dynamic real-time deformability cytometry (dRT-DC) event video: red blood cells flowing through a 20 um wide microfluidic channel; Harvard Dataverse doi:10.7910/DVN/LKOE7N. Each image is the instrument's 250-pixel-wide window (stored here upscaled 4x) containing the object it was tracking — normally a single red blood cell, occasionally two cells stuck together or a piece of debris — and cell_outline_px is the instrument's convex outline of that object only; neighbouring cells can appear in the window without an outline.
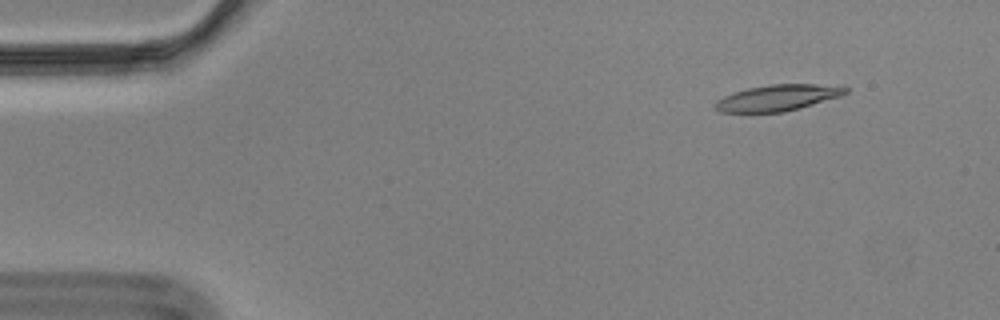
{"species": "Egyptian fruit bat (a non-hibernating species)", "species_latin": "Rousettus aegyptiacus", "temperature_condition": "cold", "stored_images_in_passage": 54, "camera_frame_rate_fps": 3000, "um_per_image_px": 0.085, "animal": {"sex": "male"}, "frame": {"image": 1, "passage_image": 3, "time_ms": 0.667, "image_size_px": [1000, 320], "cell_outline_px": [[848, 92], [840, 96], [800, 108], [784, 112], [720, 112], [712, 104], [716, 100], [724, 96], [748, 88], [772, 84], [816, 84], [848, 88]], "centroid_in_image_um": [66.07, 8.32], "position_along_channel_um": 18.9, "area_um2": 19.59}}
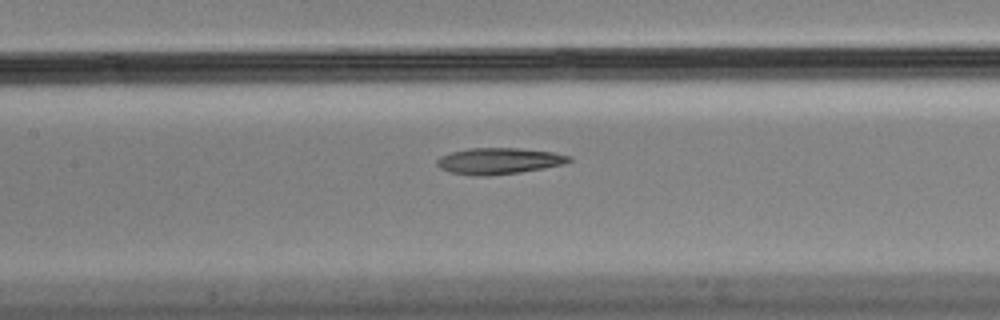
{"frame": {"image": 2, "passage_image": 23, "time_ms": 7.333, "image_size_px": [1000, 320], "cell_outline_px": [[572, 160], [564, 164], [544, 168], [520, 172], [488, 176], [480, 176], [452, 172], [440, 168], [436, 164], [436, 160], [440, 156], [452, 152], [468, 148], [520, 148], [552, 152], [572, 156]], "centroid_in_image_um": [42.42, 13.67], "position_along_channel_um": 165.0, "area_um2": 20.17}}
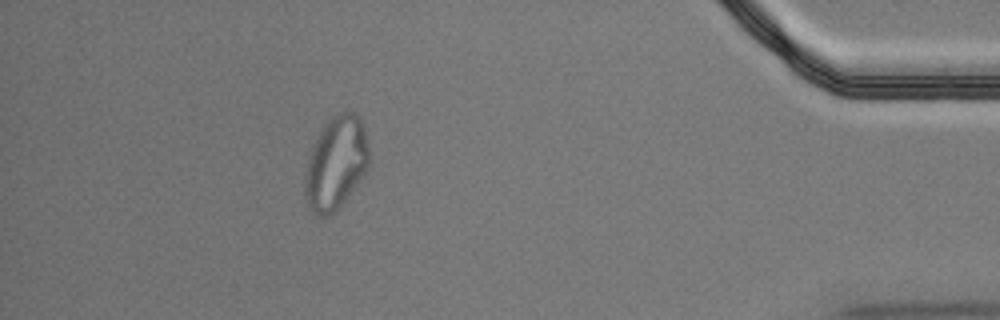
{"frame": {"image": 3, "passage_image": 48, "time_ms": 15.667, "image_size_px": [1000, 320], "cell_outline_px": [[368, 168], [340, 208], [336, 212], [328, 216], [320, 216], [312, 212], [304, 196], [304, 176], [308, 156], [316, 136], [328, 120], [332, 116], [348, 108], [356, 112], [360, 116], [364, 124], [368, 148]], "centroid_in_image_um": [28.54, 13.83], "position_along_channel_um": 406.7, "area_um2": 35.37}, "authors_computed_cell_mechanics": {"area_um2": 20.7502, "velocity_mm_per_s": 3.5012, "shape_relaxation_time_tau1_ms": null, "shape_relaxation_time_tau2_ms": 4.7653, "deformation_change_tau1": null, "deformation_change_tau2": 0.1318}}